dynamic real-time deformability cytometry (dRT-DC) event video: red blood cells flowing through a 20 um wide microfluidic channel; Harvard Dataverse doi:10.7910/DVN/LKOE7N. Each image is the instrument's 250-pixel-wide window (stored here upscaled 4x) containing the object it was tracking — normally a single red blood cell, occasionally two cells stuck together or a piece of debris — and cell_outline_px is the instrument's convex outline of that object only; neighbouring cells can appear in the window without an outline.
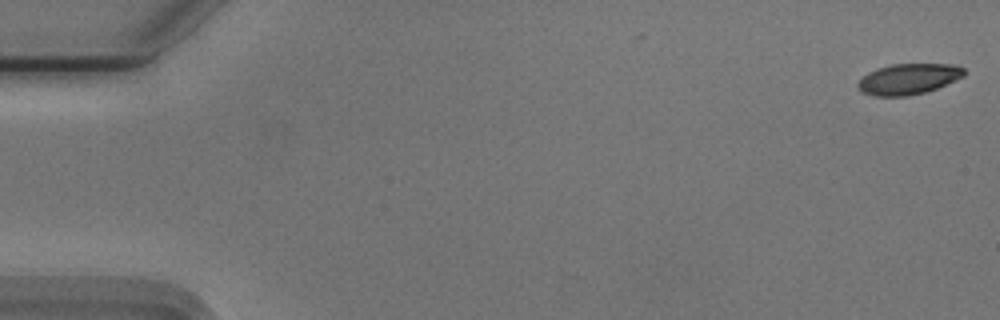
{"species": "Egyptian fruit bat (a non-hibernating species)", "species_latin": "Rousettus aegyptiacus", "temperature_condition": "cold", "stored_images_in_passage": 8, "camera_frame_rate_fps": 3000, "um_per_image_px": 0.085, "animal": {"sex": "male"}, "frame": {"image": 1, "passage_image": 1, "time_ms": 0.0, "image_size_px": [1000, 320], "cell_outline_px": [[964, 76], [936, 88], [924, 92], [908, 96], [872, 96], [856, 88], [856, 84], [868, 72], [876, 68], [892, 64], [956, 64], [964, 68]], "centroid_in_image_um": [77.19, 6.71], "position_along_channel_um": 7.8, "area_um2": 19.02}}